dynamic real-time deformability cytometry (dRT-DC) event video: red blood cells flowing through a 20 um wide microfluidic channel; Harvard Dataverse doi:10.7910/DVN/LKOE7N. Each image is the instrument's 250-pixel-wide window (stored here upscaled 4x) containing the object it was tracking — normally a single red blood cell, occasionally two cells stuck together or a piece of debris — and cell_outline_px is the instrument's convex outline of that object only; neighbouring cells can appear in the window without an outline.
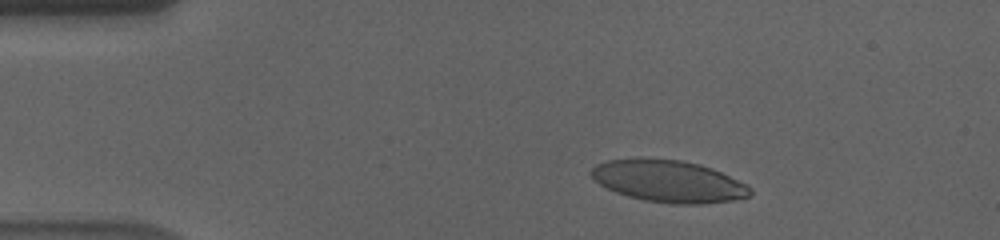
{"species": "human", "species_latin": "Homo sapiens", "temperature_condition": "cold", "stored_images_in_passage": 55, "camera_frame_rate_fps": 3000, "um_per_image_px": 0.085, "donor": {"sex": "male"}, "frame": {"image": 1, "passage_image": 8, "time_ms": 2.333, "image_size_px": [1000, 240], "cell_outline_px": [[752, 196], [732, 200], [704, 204], [668, 204], [644, 200], [628, 196], [616, 192], [600, 184], [592, 176], [592, 168], [596, 164], [608, 160], [640, 156], [680, 160], [700, 164], [712, 168], [748, 184], [752, 188]], "centroid_in_image_um": [56.86, 15.39], "position_along_channel_um": 28.1, "area_um2": 39.42}}
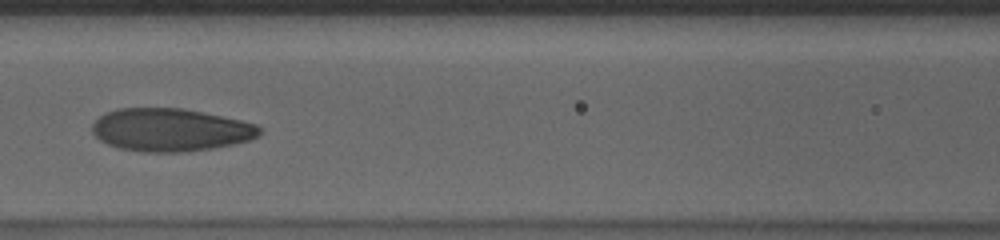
{"frame": {"image": 2, "passage_image": 24, "time_ms": 7.667, "image_size_px": [1000, 240], "cell_outline_px": [[260, 132], [256, 136], [248, 140], [232, 144], [212, 148], [184, 152], [140, 152], [120, 148], [108, 144], [100, 140], [92, 132], [92, 124], [104, 112], [116, 108], [180, 108], [240, 120], [256, 124], [260, 128]], "centroid_in_image_um": [14.43, 11.04], "position_along_channel_um": 152.2, "area_um2": 41.56}}
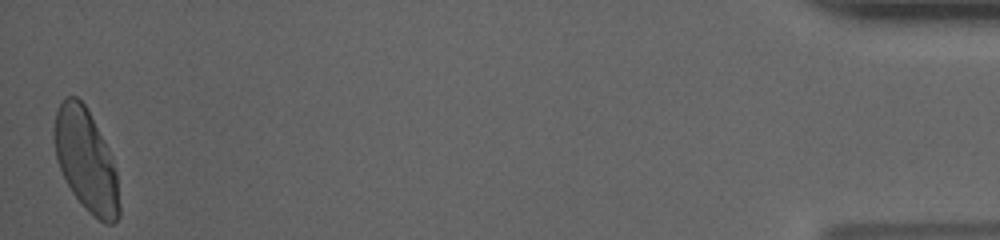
{"frame": {"image": 3, "passage_image": 55, "time_ms": 18.0, "image_size_px": [1000, 240], "cell_outline_px": [[120, 216], [112, 224], [104, 224], [88, 212], [72, 192], [56, 160], [52, 132], [56, 108], [64, 96], [76, 96], [88, 108], [112, 156], [116, 172], [120, 204]], "centroid_in_image_um": [7.3, 13.6], "position_along_channel_um": 427.9, "area_um2": 39.19}, "authors_computed_cell_mechanics": {"area_um2": 40.4022, "velocity_mm_per_s": 3.5462, "shape_relaxation_time_tau1_ms": 4.5571, "shape_relaxation_time_tau2_ms": 1.5526, "deformation_change_tau1": 0.1731, "deformation_change_tau2": 0.0673}}